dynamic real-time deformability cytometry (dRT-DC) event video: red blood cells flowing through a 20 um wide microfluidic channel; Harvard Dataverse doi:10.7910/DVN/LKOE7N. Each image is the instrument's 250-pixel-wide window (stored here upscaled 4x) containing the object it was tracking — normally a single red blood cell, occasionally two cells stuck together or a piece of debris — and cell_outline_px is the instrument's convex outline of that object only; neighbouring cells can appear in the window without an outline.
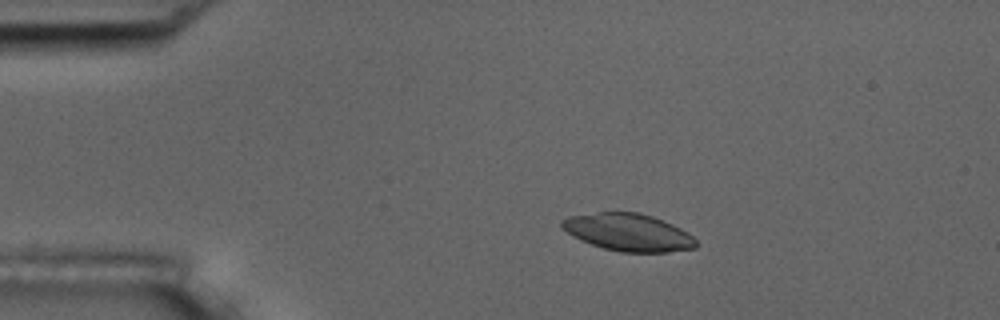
{"species": "common noctule bat (a hibernating species)", "species_latin": "Nyctalus noctula", "temperature_condition": "room temperature", "stored_images_in_passage": 48, "camera_frame_rate_fps": 3000, "um_per_image_px": 0.085, "animal": {"sex": "male", "body_mass_g": 17.5, "forearm_length_mm": 52.3}, "frame": {"image": 1, "passage_image": 3, "time_ms": 0.667, "image_size_px": [1000, 320], "cell_outline_px": [[696, 248], [668, 252], [620, 252], [604, 248], [580, 240], [572, 236], [560, 224], [560, 220], [568, 216], [596, 212], [640, 212], [652, 216], [672, 224], [688, 232], [696, 240]], "centroid_in_image_um": [53.4, 19.74], "position_along_channel_um": 31.6, "area_um2": 29.25}}
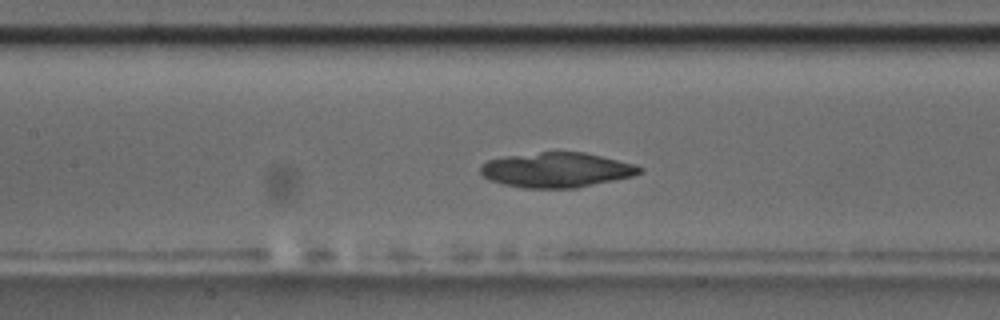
{"frame": {"image": 2, "passage_image": 18, "time_ms": 5.667, "image_size_px": [1000, 320], "cell_outline_px": [[644, 172], [632, 176], [576, 188], [520, 188], [488, 180], [480, 172], [480, 164], [488, 160], [504, 156], [540, 152], [584, 152], [632, 164], [644, 168]], "centroid_in_image_um": [47.26, 14.45], "position_along_channel_um": 160.1, "area_um2": 32.31}}
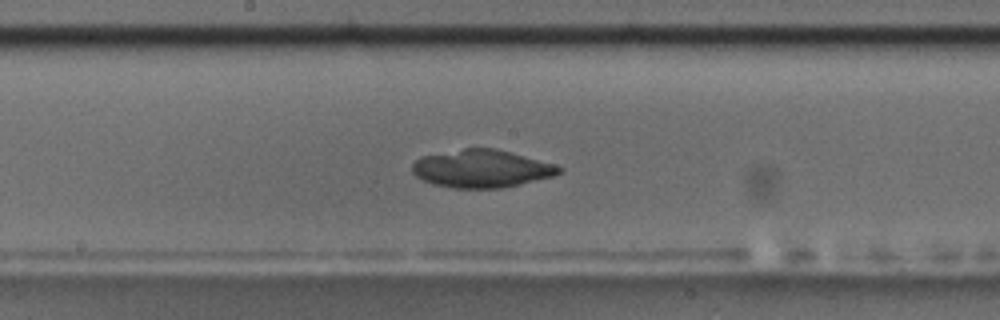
{"frame": {"image": 3, "passage_image": 22, "time_ms": 7.0, "image_size_px": [1000, 320], "cell_outline_px": [[564, 168], [560, 172], [552, 176], [504, 188], [452, 188], [432, 184], [416, 176], [412, 172], [412, 164], [420, 156], [464, 148], [496, 148], [552, 164]], "centroid_in_image_um": [40.88, 14.34], "position_along_channel_um": 207.3, "area_um2": 32.14}}